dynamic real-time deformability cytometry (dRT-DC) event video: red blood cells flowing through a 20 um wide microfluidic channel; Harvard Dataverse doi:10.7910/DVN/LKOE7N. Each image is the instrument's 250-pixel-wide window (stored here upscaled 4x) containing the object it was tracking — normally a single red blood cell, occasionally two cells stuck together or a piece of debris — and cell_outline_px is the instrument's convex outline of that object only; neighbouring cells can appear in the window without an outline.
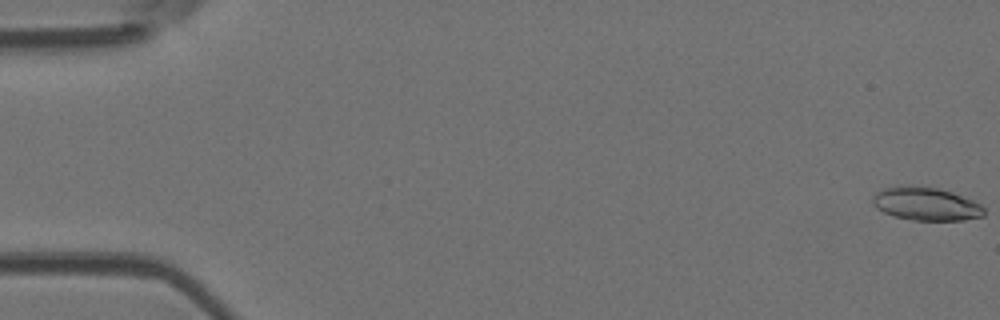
{"species": "Egyptian fruit bat (a non-hibernating species)", "species_latin": "Rousettus aegyptiacus", "temperature_condition": "room temperature", "stored_images_in_passage": 6, "camera_frame_rate_fps": 3000, "um_per_image_px": 0.085, "animal": {"sex": "female"}, "frame": {"image": 1, "passage_image": 1, "time_ms": 0.0, "image_size_px": [1000, 320], "cell_outline_px": [[984, 216], [964, 220], [916, 220], [896, 216], [884, 212], [876, 208], [872, 204], [872, 196], [876, 192], [884, 188], [936, 188], [952, 192], [972, 200], [980, 204], [984, 208]], "centroid_in_image_um": [78.74, 17.37], "position_along_channel_um": 6.3, "area_um2": 20.81}}
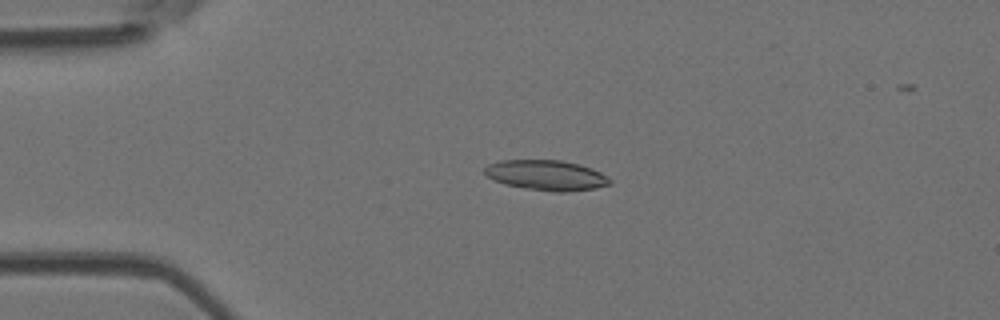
{"frame": {"image": 2, "passage_image": 4, "time_ms": 4.0, "image_size_px": [1000, 320], "cell_outline_px": [[612, 184], [596, 188], [568, 192], [556, 192], [504, 184], [488, 176], [484, 172], [484, 168], [488, 164], [500, 160], [560, 160], [580, 164], [592, 168], [608, 176], [612, 180]], "centroid_in_image_um": [46.5, 14.89], "position_along_channel_um": 38.5, "area_um2": 22.02}}
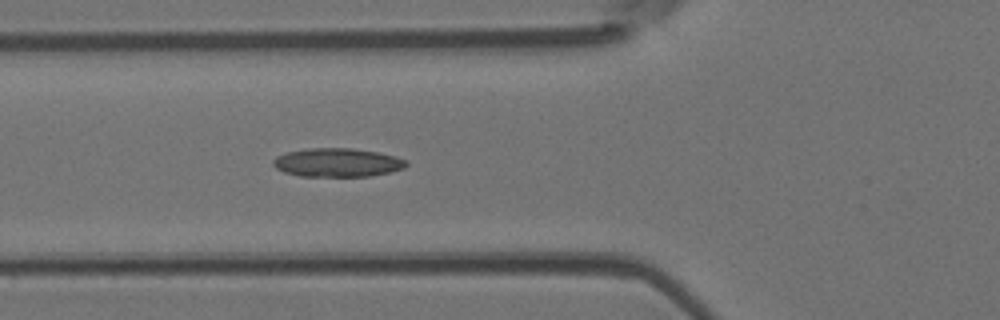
{"frame": {"image": 3, "passage_image": 6, "time_ms": 6.333, "image_size_px": [1000, 320], "cell_outline_px": [[408, 164], [404, 168], [372, 176], [300, 176], [284, 172], [276, 168], [272, 164], [272, 160], [276, 156], [288, 152], [308, 148], [352, 148], [376, 152], [396, 156], [408, 160]], "centroid_in_image_um": [28.68, 13.81], "position_along_channel_um": 97.1, "area_um2": 22.25}}